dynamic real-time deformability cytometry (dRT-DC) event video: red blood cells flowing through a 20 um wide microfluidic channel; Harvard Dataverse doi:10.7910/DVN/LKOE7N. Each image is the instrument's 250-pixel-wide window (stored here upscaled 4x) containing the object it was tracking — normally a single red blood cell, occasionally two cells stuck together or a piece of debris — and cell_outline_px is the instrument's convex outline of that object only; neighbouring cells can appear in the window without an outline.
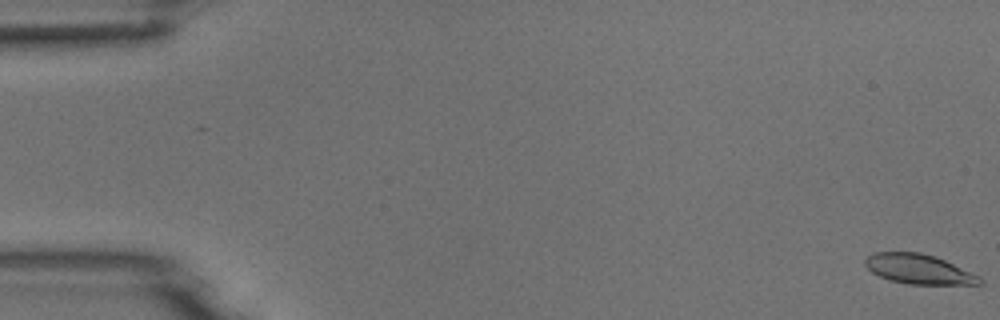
{"species": "common noctule bat (a hibernating species)", "species_latin": "Nyctalus noctula", "temperature_condition": "room temperature", "stored_images_in_passage": 52, "camera_frame_rate_fps": 3000, "um_per_image_px": 0.085, "animal": {"sex": "male", "body_mass_g": 18.8}, "frame": {"image": 1, "passage_image": 1, "time_ms": 0.0, "image_size_px": [1000, 320], "cell_outline_px": [[984, 284], [908, 284], [888, 280], [872, 272], [864, 264], [864, 260], [872, 252], [920, 252], [936, 256], [980, 276], [984, 280]], "centroid_in_image_um": [78.1, 22.87], "position_along_channel_um": 6.9, "area_um2": 19.94}}
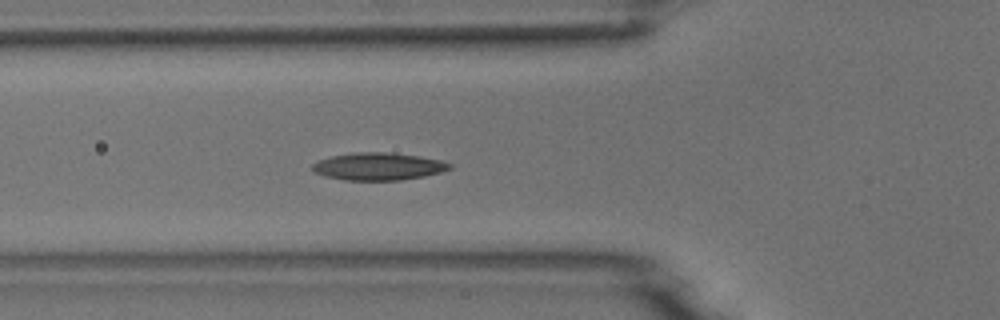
{"frame": {"image": 2, "passage_image": 19, "time_ms": 6.0, "image_size_px": [1000, 320], "cell_outline_px": [[452, 168], [440, 172], [424, 176], [400, 180], [344, 180], [328, 176], [316, 172], [312, 168], [312, 164], [320, 160], [332, 156], [356, 152], [392, 152], [420, 156], [440, 160], [452, 164]], "centroid_in_image_um": [32.2, 14.14], "position_along_channel_um": 93.6, "area_um2": 21.79}}
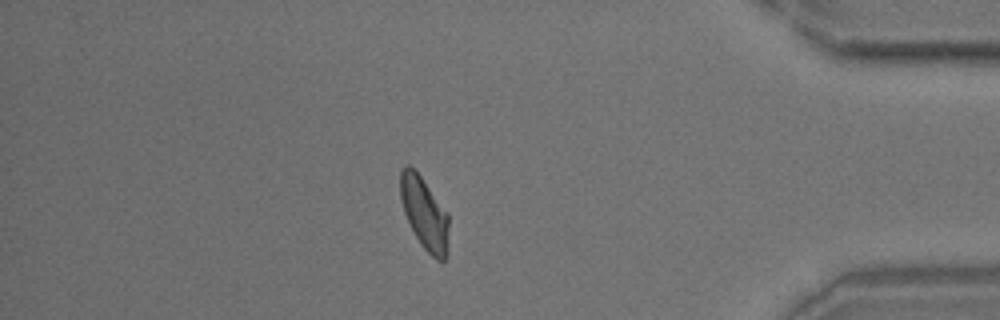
{"frame": {"image": 3, "passage_image": 45, "time_ms": 14.667, "image_size_px": [1000, 320], "cell_outline_px": [[448, 256], [444, 260], [436, 260], [420, 244], [404, 212], [400, 196], [400, 168], [404, 164], [408, 164], [420, 176], [448, 212]], "centroid_in_image_um": [36.08, 18.13], "position_along_channel_um": 399.1, "area_um2": 20.35}}